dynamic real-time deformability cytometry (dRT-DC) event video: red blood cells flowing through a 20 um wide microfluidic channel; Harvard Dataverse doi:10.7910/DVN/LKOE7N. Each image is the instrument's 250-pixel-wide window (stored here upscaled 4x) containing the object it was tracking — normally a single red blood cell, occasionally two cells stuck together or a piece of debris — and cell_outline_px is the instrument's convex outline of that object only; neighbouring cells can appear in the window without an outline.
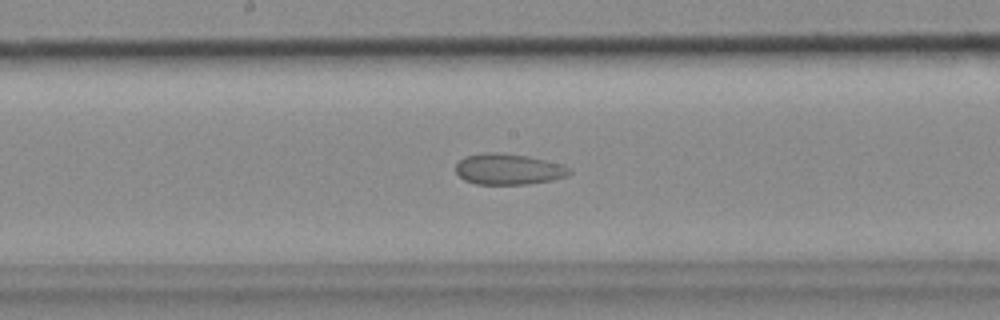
{"species": "common noctule bat (a hibernating species)", "species_latin": "Nyctalus noctula", "temperature_condition": "cold", "stored_images_in_passage": 37, "camera_frame_rate_fps": 3000, "um_per_image_px": 0.085, "animal": {"sex": "female", "body_mass_g": 18.4}, "frame": {"image": 1, "passage_image": 15, "time_ms": 4.667, "image_size_px": [1000, 320], "cell_outline_px": [[572, 172], [568, 176], [552, 180], [528, 184], [476, 184], [464, 180], [456, 172], [456, 164], [464, 156], [484, 152], [496, 152], [528, 156], [564, 164], [572, 168]], "centroid_in_image_um": [43.25, 14.37], "position_along_channel_um": 204.9, "area_um2": 20.75}}
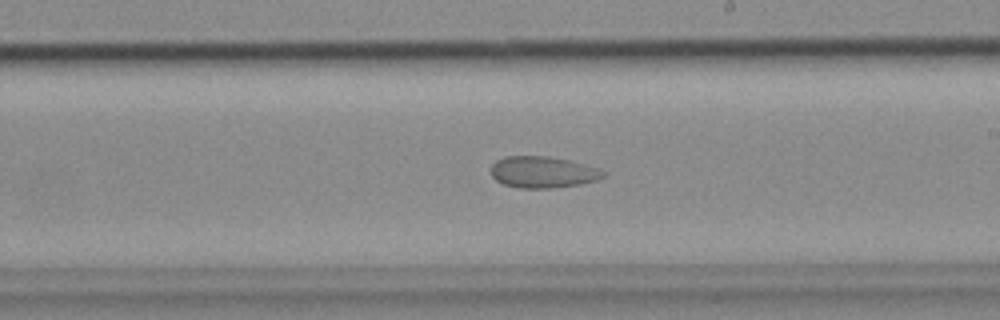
{"frame": {"image": 2, "passage_image": 18, "time_ms": 5.667, "image_size_px": [1000, 320], "cell_outline_px": [[608, 172], [604, 176], [596, 180], [580, 184], [548, 188], [516, 188], [504, 184], [496, 180], [492, 176], [492, 164], [496, 160], [504, 156], [548, 156], [568, 160], [600, 168]], "centroid_in_image_um": [46.15, 14.62], "position_along_channel_um": 242.9, "area_um2": 20.63}}
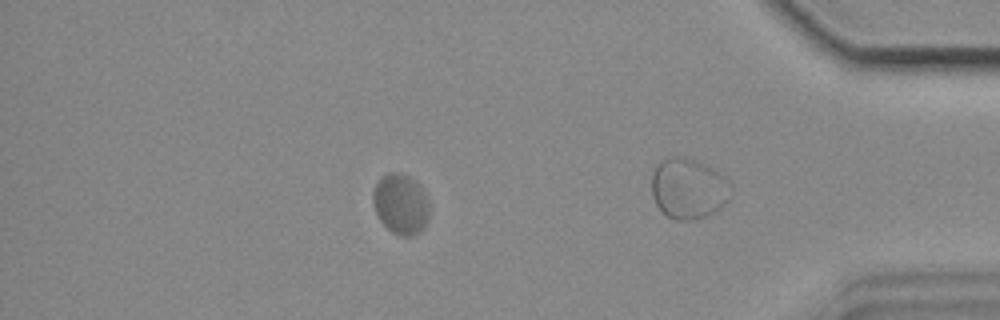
{"frame": {"image": 3, "passage_image": 29, "time_ms": 9.333, "image_size_px": [1000, 320], "cell_outline_px": [[428, 216], [420, 232], [412, 236], [400, 236], [392, 232], [380, 220], [372, 204], [372, 192], [380, 176], [388, 172], [400, 172], [408, 176], [420, 184], [428, 200]], "centroid_in_image_um": [34.04, 17.31], "position_along_channel_um": 401.2, "area_um2": 19.94}}